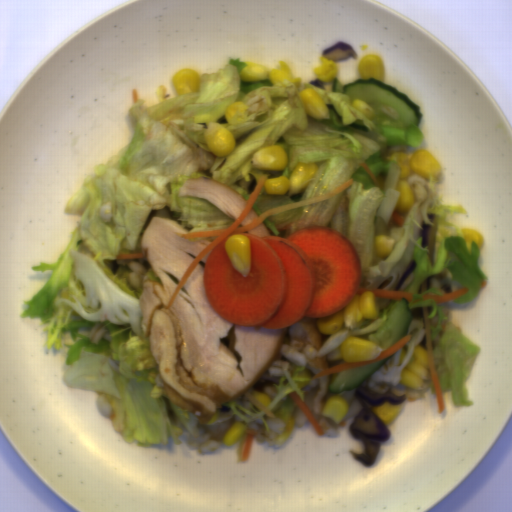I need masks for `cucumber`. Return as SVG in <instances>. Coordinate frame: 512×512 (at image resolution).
Returning a JSON list of instances; mask_svg holds the SVG:
<instances>
[{"mask_svg":"<svg viewBox=\"0 0 512 512\" xmlns=\"http://www.w3.org/2000/svg\"><path fill=\"white\" fill-rule=\"evenodd\" d=\"M327 109L328 110H332L337 118L338 121H342L343 122V118L342 116L337 112V110L335 109L334 105L332 104H328L326 105Z\"/></svg>","mask_w":512,"mask_h":512,"instance_id":"obj_5","label":"cucumber"},{"mask_svg":"<svg viewBox=\"0 0 512 512\" xmlns=\"http://www.w3.org/2000/svg\"><path fill=\"white\" fill-rule=\"evenodd\" d=\"M394 353L377 362L362 365L343 371L333 373L327 389L329 392L341 393L343 391H351L358 385L365 382L372 374H374L385 362L392 358Z\"/></svg>","mask_w":512,"mask_h":512,"instance_id":"obj_3","label":"cucumber"},{"mask_svg":"<svg viewBox=\"0 0 512 512\" xmlns=\"http://www.w3.org/2000/svg\"><path fill=\"white\" fill-rule=\"evenodd\" d=\"M348 126H350L353 129L364 130L366 132H370L369 128L360 119H357L355 122H353L352 124H350Z\"/></svg>","mask_w":512,"mask_h":512,"instance_id":"obj_4","label":"cucumber"},{"mask_svg":"<svg viewBox=\"0 0 512 512\" xmlns=\"http://www.w3.org/2000/svg\"><path fill=\"white\" fill-rule=\"evenodd\" d=\"M332 93H343L351 103L362 99L370 105L375 115L370 118L374 125L404 128L420 126L423 118L421 108L397 87L374 78L358 79L342 85L339 78L333 80Z\"/></svg>","mask_w":512,"mask_h":512,"instance_id":"obj_1","label":"cucumber"},{"mask_svg":"<svg viewBox=\"0 0 512 512\" xmlns=\"http://www.w3.org/2000/svg\"><path fill=\"white\" fill-rule=\"evenodd\" d=\"M407 298L389 303L379 312V318L384 322L376 331L361 335L364 338L383 349H387L397 341L405 337L413 319V314L408 306Z\"/></svg>","mask_w":512,"mask_h":512,"instance_id":"obj_2","label":"cucumber"}]
</instances>
